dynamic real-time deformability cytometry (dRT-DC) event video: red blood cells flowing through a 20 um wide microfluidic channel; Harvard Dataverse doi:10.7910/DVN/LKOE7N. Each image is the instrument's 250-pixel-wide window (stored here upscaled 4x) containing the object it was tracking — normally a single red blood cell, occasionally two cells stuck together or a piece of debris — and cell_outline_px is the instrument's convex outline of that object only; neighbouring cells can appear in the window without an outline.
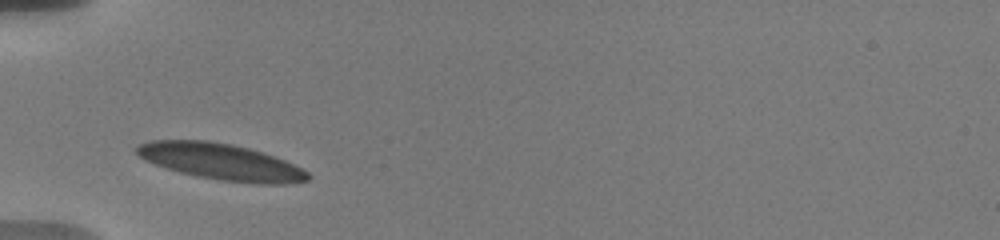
{"species": "human", "species_latin": "Homo sapiens", "temperature_condition": "warm", "stored_images_in_passage": 2, "camera_frame_rate_fps": 3000, "um_per_image_px": 0.085, "donor": {"sex": "male"}, "frame": {"image": 1, "passage_image": 1, "time_ms": 0.0, "image_size_px": [1000, 240], "cell_outline_px": [[312, 176], [308, 180], [280, 184], [260, 184], [220, 180], [180, 172], [144, 160], [136, 152], [136, 148], [140, 144], [152, 140], [208, 140], [232, 144], [248, 148], [284, 160], [308, 172]], "centroid_in_image_um": [18.78, 13.74], "position_along_channel_um": 66.2, "area_um2": 35.66}}